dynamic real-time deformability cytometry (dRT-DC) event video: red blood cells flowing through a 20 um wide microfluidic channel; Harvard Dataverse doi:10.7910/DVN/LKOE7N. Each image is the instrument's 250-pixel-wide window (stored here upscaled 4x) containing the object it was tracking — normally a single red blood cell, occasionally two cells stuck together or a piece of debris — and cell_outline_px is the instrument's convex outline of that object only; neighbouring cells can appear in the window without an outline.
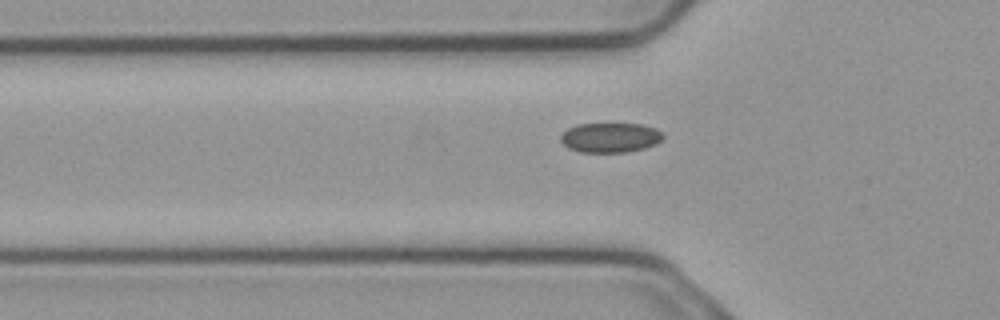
{"species": "common noctule bat (a hibernating species)", "species_latin": "Nyctalus noctula", "temperature_condition": "cold", "stored_images_in_passage": 4, "segment_of_instrument_passage": [2, 2], "camera_frame_rate_fps": 3000, "um_per_image_px": 0.085, "animal": {"sex": "male", "body_mass_g": 23.1, "forearm_length_mm": 52.7}, "frame": {"image": 1, "passage_image": 4, "time_ms": 1.0, "image_size_px": [1000, 320], "cell_outline_px": [[664, 136], [656, 144], [644, 148], [628, 152], [580, 152], [568, 148], [560, 140], [560, 136], [568, 128], [576, 124], [640, 124], [656, 128]], "centroid_in_image_um": [51.85, 11.69], "position_along_channel_um": 73.9, "area_um2": 17.69}}